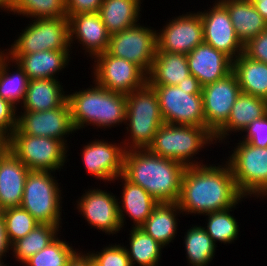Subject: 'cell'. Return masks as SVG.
Wrapping results in <instances>:
<instances>
[{"instance_id":"6da1fadb","label":"cell","mask_w":267,"mask_h":266,"mask_svg":"<svg viewBox=\"0 0 267 266\" xmlns=\"http://www.w3.org/2000/svg\"><path fill=\"white\" fill-rule=\"evenodd\" d=\"M222 164L186 167L177 202L182 215L222 211L246 199L236 185L229 164L226 161Z\"/></svg>"},{"instance_id":"7a4b0ae2","label":"cell","mask_w":267,"mask_h":266,"mask_svg":"<svg viewBox=\"0 0 267 266\" xmlns=\"http://www.w3.org/2000/svg\"><path fill=\"white\" fill-rule=\"evenodd\" d=\"M186 167L148 149H130L124 154L122 175L145 189L159 203H177Z\"/></svg>"},{"instance_id":"3957f363","label":"cell","mask_w":267,"mask_h":266,"mask_svg":"<svg viewBox=\"0 0 267 266\" xmlns=\"http://www.w3.org/2000/svg\"><path fill=\"white\" fill-rule=\"evenodd\" d=\"M91 88L68 94L71 109V121L75 131L93 125L103 128H113L126 122V94L109 91L92 81Z\"/></svg>"},{"instance_id":"277c9868","label":"cell","mask_w":267,"mask_h":266,"mask_svg":"<svg viewBox=\"0 0 267 266\" xmlns=\"http://www.w3.org/2000/svg\"><path fill=\"white\" fill-rule=\"evenodd\" d=\"M162 124L157 94L148 83L126 94L125 125L129 136L122 140L125 150L147 149Z\"/></svg>"},{"instance_id":"5b68a950","label":"cell","mask_w":267,"mask_h":266,"mask_svg":"<svg viewBox=\"0 0 267 266\" xmlns=\"http://www.w3.org/2000/svg\"><path fill=\"white\" fill-rule=\"evenodd\" d=\"M215 143L214 135L204 127L164 123L147 149L153 154L179 161L186 166H196L203 165V160H196V154Z\"/></svg>"},{"instance_id":"8992f818","label":"cell","mask_w":267,"mask_h":266,"mask_svg":"<svg viewBox=\"0 0 267 266\" xmlns=\"http://www.w3.org/2000/svg\"><path fill=\"white\" fill-rule=\"evenodd\" d=\"M158 97L165 124L206 128L201 86L196 81L185 85L151 86Z\"/></svg>"},{"instance_id":"52a82bcc","label":"cell","mask_w":267,"mask_h":266,"mask_svg":"<svg viewBox=\"0 0 267 266\" xmlns=\"http://www.w3.org/2000/svg\"><path fill=\"white\" fill-rule=\"evenodd\" d=\"M50 171L29 170L20 207L40 224L62 227V190Z\"/></svg>"},{"instance_id":"ba28073f","label":"cell","mask_w":267,"mask_h":266,"mask_svg":"<svg viewBox=\"0 0 267 266\" xmlns=\"http://www.w3.org/2000/svg\"><path fill=\"white\" fill-rule=\"evenodd\" d=\"M5 146L29 170L61 171L68 159L69 147L63 141L23 134L18 128L5 140Z\"/></svg>"},{"instance_id":"9c48e42d","label":"cell","mask_w":267,"mask_h":266,"mask_svg":"<svg viewBox=\"0 0 267 266\" xmlns=\"http://www.w3.org/2000/svg\"><path fill=\"white\" fill-rule=\"evenodd\" d=\"M232 154L228 156L232 175L242 195L256 199L267 197V147H255L238 140Z\"/></svg>"},{"instance_id":"30bf717a","label":"cell","mask_w":267,"mask_h":266,"mask_svg":"<svg viewBox=\"0 0 267 266\" xmlns=\"http://www.w3.org/2000/svg\"><path fill=\"white\" fill-rule=\"evenodd\" d=\"M3 51L8 55H25L45 50H72L70 47L69 19L36 18L22 30Z\"/></svg>"},{"instance_id":"8fae6325","label":"cell","mask_w":267,"mask_h":266,"mask_svg":"<svg viewBox=\"0 0 267 266\" xmlns=\"http://www.w3.org/2000/svg\"><path fill=\"white\" fill-rule=\"evenodd\" d=\"M151 28L138 23L111 34L107 52L135 63L148 74L157 50V30Z\"/></svg>"},{"instance_id":"7c38bea8","label":"cell","mask_w":267,"mask_h":266,"mask_svg":"<svg viewBox=\"0 0 267 266\" xmlns=\"http://www.w3.org/2000/svg\"><path fill=\"white\" fill-rule=\"evenodd\" d=\"M93 81L109 91L129 94L147 83V74L135 63L107 51L93 58Z\"/></svg>"},{"instance_id":"4fadbf2b","label":"cell","mask_w":267,"mask_h":266,"mask_svg":"<svg viewBox=\"0 0 267 266\" xmlns=\"http://www.w3.org/2000/svg\"><path fill=\"white\" fill-rule=\"evenodd\" d=\"M168 21L163 28L157 30L156 51L187 55L204 42L203 24L199 12H186Z\"/></svg>"},{"instance_id":"5bb4252c","label":"cell","mask_w":267,"mask_h":266,"mask_svg":"<svg viewBox=\"0 0 267 266\" xmlns=\"http://www.w3.org/2000/svg\"><path fill=\"white\" fill-rule=\"evenodd\" d=\"M240 93V86L233 72L201 87L206 129L213 135L227 122Z\"/></svg>"},{"instance_id":"9a60e30c","label":"cell","mask_w":267,"mask_h":266,"mask_svg":"<svg viewBox=\"0 0 267 266\" xmlns=\"http://www.w3.org/2000/svg\"><path fill=\"white\" fill-rule=\"evenodd\" d=\"M18 113L21 114L17 117V128L23 134L55 138L69 146L65 137L76 132L71 121L68 100L63 105L50 110Z\"/></svg>"},{"instance_id":"2e32d148","label":"cell","mask_w":267,"mask_h":266,"mask_svg":"<svg viewBox=\"0 0 267 266\" xmlns=\"http://www.w3.org/2000/svg\"><path fill=\"white\" fill-rule=\"evenodd\" d=\"M118 198L113 193L99 188L85 190L76 201V209L90 224L91 228L113 236L122 230Z\"/></svg>"},{"instance_id":"e0dca14e","label":"cell","mask_w":267,"mask_h":266,"mask_svg":"<svg viewBox=\"0 0 267 266\" xmlns=\"http://www.w3.org/2000/svg\"><path fill=\"white\" fill-rule=\"evenodd\" d=\"M204 11H198L203 24L204 42L227 55L234 61L244 51L238 39L227 8L216 0Z\"/></svg>"},{"instance_id":"ac0fdd59","label":"cell","mask_w":267,"mask_h":266,"mask_svg":"<svg viewBox=\"0 0 267 266\" xmlns=\"http://www.w3.org/2000/svg\"><path fill=\"white\" fill-rule=\"evenodd\" d=\"M90 142V143H89ZM82 149V159L86 172L103 182L114 183L123 174L125 149L122 142L91 140Z\"/></svg>"},{"instance_id":"d6986e66","label":"cell","mask_w":267,"mask_h":266,"mask_svg":"<svg viewBox=\"0 0 267 266\" xmlns=\"http://www.w3.org/2000/svg\"><path fill=\"white\" fill-rule=\"evenodd\" d=\"M70 47L76 43L82 45L85 54L93 58L107 51L110 33L107 31L100 15L96 13H79L69 18Z\"/></svg>"},{"instance_id":"ffe728a7","label":"cell","mask_w":267,"mask_h":266,"mask_svg":"<svg viewBox=\"0 0 267 266\" xmlns=\"http://www.w3.org/2000/svg\"><path fill=\"white\" fill-rule=\"evenodd\" d=\"M187 62L193 81L201 87L232 72V60L205 42L187 54Z\"/></svg>"},{"instance_id":"44dd1931","label":"cell","mask_w":267,"mask_h":266,"mask_svg":"<svg viewBox=\"0 0 267 266\" xmlns=\"http://www.w3.org/2000/svg\"><path fill=\"white\" fill-rule=\"evenodd\" d=\"M29 169L5 145L0 150V208L20 207Z\"/></svg>"},{"instance_id":"7402d4cb","label":"cell","mask_w":267,"mask_h":266,"mask_svg":"<svg viewBox=\"0 0 267 266\" xmlns=\"http://www.w3.org/2000/svg\"><path fill=\"white\" fill-rule=\"evenodd\" d=\"M121 180L120 186H123L122 193L118 200L119 217L122 228L126 224V216L133 220L132 228H140L153 209L159 204L145 189L139 185L131 183L123 175H119L114 181ZM126 213V215H125ZM125 222V223H124Z\"/></svg>"},{"instance_id":"603a6c76","label":"cell","mask_w":267,"mask_h":266,"mask_svg":"<svg viewBox=\"0 0 267 266\" xmlns=\"http://www.w3.org/2000/svg\"><path fill=\"white\" fill-rule=\"evenodd\" d=\"M266 114V99L241 92L235 100L227 122L214 134L215 142H224L225 144V140L229 139L228 136L232 132L243 133V130L255 119H259Z\"/></svg>"},{"instance_id":"cb8c5ba5","label":"cell","mask_w":267,"mask_h":266,"mask_svg":"<svg viewBox=\"0 0 267 266\" xmlns=\"http://www.w3.org/2000/svg\"><path fill=\"white\" fill-rule=\"evenodd\" d=\"M193 81L187 62V55L156 51L147 83L150 86L185 85Z\"/></svg>"},{"instance_id":"d4e9b609","label":"cell","mask_w":267,"mask_h":266,"mask_svg":"<svg viewBox=\"0 0 267 266\" xmlns=\"http://www.w3.org/2000/svg\"><path fill=\"white\" fill-rule=\"evenodd\" d=\"M71 50H45L25 55H9L23 68L29 80L58 79L56 74L69 64Z\"/></svg>"},{"instance_id":"484cf974","label":"cell","mask_w":267,"mask_h":266,"mask_svg":"<svg viewBox=\"0 0 267 266\" xmlns=\"http://www.w3.org/2000/svg\"><path fill=\"white\" fill-rule=\"evenodd\" d=\"M228 10L238 39L243 45L267 29V22L249 0H219Z\"/></svg>"},{"instance_id":"4316f807","label":"cell","mask_w":267,"mask_h":266,"mask_svg":"<svg viewBox=\"0 0 267 266\" xmlns=\"http://www.w3.org/2000/svg\"><path fill=\"white\" fill-rule=\"evenodd\" d=\"M58 79L30 80L21 111H45L57 108L68 100V94ZM62 85V86H61Z\"/></svg>"},{"instance_id":"83f0119b","label":"cell","mask_w":267,"mask_h":266,"mask_svg":"<svg viewBox=\"0 0 267 266\" xmlns=\"http://www.w3.org/2000/svg\"><path fill=\"white\" fill-rule=\"evenodd\" d=\"M235 74L242 93L267 100V64L253 60L244 53L232 61Z\"/></svg>"},{"instance_id":"f1b7e54d","label":"cell","mask_w":267,"mask_h":266,"mask_svg":"<svg viewBox=\"0 0 267 266\" xmlns=\"http://www.w3.org/2000/svg\"><path fill=\"white\" fill-rule=\"evenodd\" d=\"M181 213L178 203H159L140 228L166 247L176 237Z\"/></svg>"},{"instance_id":"f546056e","label":"cell","mask_w":267,"mask_h":266,"mask_svg":"<svg viewBox=\"0 0 267 266\" xmlns=\"http://www.w3.org/2000/svg\"><path fill=\"white\" fill-rule=\"evenodd\" d=\"M143 0H103L99 15L111 34L138 24Z\"/></svg>"},{"instance_id":"4dcf8cb0","label":"cell","mask_w":267,"mask_h":266,"mask_svg":"<svg viewBox=\"0 0 267 266\" xmlns=\"http://www.w3.org/2000/svg\"><path fill=\"white\" fill-rule=\"evenodd\" d=\"M11 66L16 70L11 72ZM29 81L18 62L0 50V97L17 108L24 101Z\"/></svg>"},{"instance_id":"1f68e13d","label":"cell","mask_w":267,"mask_h":266,"mask_svg":"<svg viewBox=\"0 0 267 266\" xmlns=\"http://www.w3.org/2000/svg\"><path fill=\"white\" fill-rule=\"evenodd\" d=\"M129 246L125 247L131 266H159L163 245L142 228H130ZM137 263V264H136ZM159 264V265H158Z\"/></svg>"},{"instance_id":"d6a6232c","label":"cell","mask_w":267,"mask_h":266,"mask_svg":"<svg viewBox=\"0 0 267 266\" xmlns=\"http://www.w3.org/2000/svg\"><path fill=\"white\" fill-rule=\"evenodd\" d=\"M60 230L59 226L39 224L24 238L11 245V254L16 261L23 264L30 257L47 247L58 236Z\"/></svg>"},{"instance_id":"836d02e7","label":"cell","mask_w":267,"mask_h":266,"mask_svg":"<svg viewBox=\"0 0 267 266\" xmlns=\"http://www.w3.org/2000/svg\"><path fill=\"white\" fill-rule=\"evenodd\" d=\"M183 244L189 266H208L215 256L217 244L203 226L192 224V227L185 232Z\"/></svg>"},{"instance_id":"e575fe53","label":"cell","mask_w":267,"mask_h":266,"mask_svg":"<svg viewBox=\"0 0 267 266\" xmlns=\"http://www.w3.org/2000/svg\"><path fill=\"white\" fill-rule=\"evenodd\" d=\"M237 205L222 211L212 212L204 214L208 216L207 223L205 222V231L211 237V239L216 244L218 241L220 243L230 244L234 243V240L238 239L239 235V225L238 220L235 216L230 214Z\"/></svg>"},{"instance_id":"d590c367","label":"cell","mask_w":267,"mask_h":266,"mask_svg":"<svg viewBox=\"0 0 267 266\" xmlns=\"http://www.w3.org/2000/svg\"><path fill=\"white\" fill-rule=\"evenodd\" d=\"M9 13L22 15L31 20L67 17L66 0H15Z\"/></svg>"},{"instance_id":"8d00e7d4","label":"cell","mask_w":267,"mask_h":266,"mask_svg":"<svg viewBox=\"0 0 267 266\" xmlns=\"http://www.w3.org/2000/svg\"><path fill=\"white\" fill-rule=\"evenodd\" d=\"M56 237L47 247L30 257L23 266H67L78 252L65 240Z\"/></svg>"},{"instance_id":"74e56055","label":"cell","mask_w":267,"mask_h":266,"mask_svg":"<svg viewBox=\"0 0 267 266\" xmlns=\"http://www.w3.org/2000/svg\"><path fill=\"white\" fill-rule=\"evenodd\" d=\"M8 240L12 245L24 238L40 223L22 207L8 208L2 211Z\"/></svg>"},{"instance_id":"f35d334b","label":"cell","mask_w":267,"mask_h":266,"mask_svg":"<svg viewBox=\"0 0 267 266\" xmlns=\"http://www.w3.org/2000/svg\"><path fill=\"white\" fill-rule=\"evenodd\" d=\"M88 254L97 266H131L123 244H109L100 251L95 252L94 250L92 253L88 251Z\"/></svg>"},{"instance_id":"ab89813d","label":"cell","mask_w":267,"mask_h":266,"mask_svg":"<svg viewBox=\"0 0 267 266\" xmlns=\"http://www.w3.org/2000/svg\"><path fill=\"white\" fill-rule=\"evenodd\" d=\"M243 132L241 138L255 147L266 148L267 147V114L259 119H255L249 124Z\"/></svg>"},{"instance_id":"60d3db41","label":"cell","mask_w":267,"mask_h":266,"mask_svg":"<svg viewBox=\"0 0 267 266\" xmlns=\"http://www.w3.org/2000/svg\"><path fill=\"white\" fill-rule=\"evenodd\" d=\"M17 109L19 110V108L0 97V137L4 141L17 128Z\"/></svg>"},{"instance_id":"b9f144b4","label":"cell","mask_w":267,"mask_h":266,"mask_svg":"<svg viewBox=\"0 0 267 266\" xmlns=\"http://www.w3.org/2000/svg\"><path fill=\"white\" fill-rule=\"evenodd\" d=\"M243 53L253 60L267 64V29L244 45Z\"/></svg>"},{"instance_id":"7bdbcfd3","label":"cell","mask_w":267,"mask_h":266,"mask_svg":"<svg viewBox=\"0 0 267 266\" xmlns=\"http://www.w3.org/2000/svg\"><path fill=\"white\" fill-rule=\"evenodd\" d=\"M103 0H66L67 17L79 13L99 12Z\"/></svg>"},{"instance_id":"ee69618b","label":"cell","mask_w":267,"mask_h":266,"mask_svg":"<svg viewBox=\"0 0 267 266\" xmlns=\"http://www.w3.org/2000/svg\"><path fill=\"white\" fill-rule=\"evenodd\" d=\"M10 250H11V244L8 240L6 228H5V221H4L3 215L1 214L0 215V261L6 260V259L4 260L2 259L6 257V254L9 253Z\"/></svg>"},{"instance_id":"f6af8a7d","label":"cell","mask_w":267,"mask_h":266,"mask_svg":"<svg viewBox=\"0 0 267 266\" xmlns=\"http://www.w3.org/2000/svg\"><path fill=\"white\" fill-rule=\"evenodd\" d=\"M67 266H91V256L88 252H77Z\"/></svg>"},{"instance_id":"bcb514c9","label":"cell","mask_w":267,"mask_h":266,"mask_svg":"<svg viewBox=\"0 0 267 266\" xmlns=\"http://www.w3.org/2000/svg\"><path fill=\"white\" fill-rule=\"evenodd\" d=\"M254 4L256 10L261 14V16L267 22V0L262 1H250Z\"/></svg>"},{"instance_id":"7dc6e473","label":"cell","mask_w":267,"mask_h":266,"mask_svg":"<svg viewBox=\"0 0 267 266\" xmlns=\"http://www.w3.org/2000/svg\"><path fill=\"white\" fill-rule=\"evenodd\" d=\"M0 9L2 11H4V10L7 11L9 14L10 6L4 0H0Z\"/></svg>"},{"instance_id":"c3c4849f","label":"cell","mask_w":267,"mask_h":266,"mask_svg":"<svg viewBox=\"0 0 267 266\" xmlns=\"http://www.w3.org/2000/svg\"><path fill=\"white\" fill-rule=\"evenodd\" d=\"M5 145V141L0 137V150Z\"/></svg>"},{"instance_id":"681fc988","label":"cell","mask_w":267,"mask_h":266,"mask_svg":"<svg viewBox=\"0 0 267 266\" xmlns=\"http://www.w3.org/2000/svg\"><path fill=\"white\" fill-rule=\"evenodd\" d=\"M10 7L14 3L15 0H4Z\"/></svg>"},{"instance_id":"f907efd6","label":"cell","mask_w":267,"mask_h":266,"mask_svg":"<svg viewBox=\"0 0 267 266\" xmlns=\"http://www.w3.org/2000/svg\"><path fill=\"white\" fill-rule=\"evenodd\" d=\"M0 266H9V264H8V265H6V264H4V262H3V261H0Z\"/></svg>"},{"instance_id":"816d5d0a","label":"cell","mask_w":267,"mask_h":266,"mask_svg":"<svg viewBox=\"0 0 267 266\" xmlns=\"http://www.w3.org/2000/svg\"><path fill=\"white\" fill-rule=\"evenodd\" d=\"M91 266H97V265L93 262L92 257H91Z\"/></svg>"}]
</instances>
